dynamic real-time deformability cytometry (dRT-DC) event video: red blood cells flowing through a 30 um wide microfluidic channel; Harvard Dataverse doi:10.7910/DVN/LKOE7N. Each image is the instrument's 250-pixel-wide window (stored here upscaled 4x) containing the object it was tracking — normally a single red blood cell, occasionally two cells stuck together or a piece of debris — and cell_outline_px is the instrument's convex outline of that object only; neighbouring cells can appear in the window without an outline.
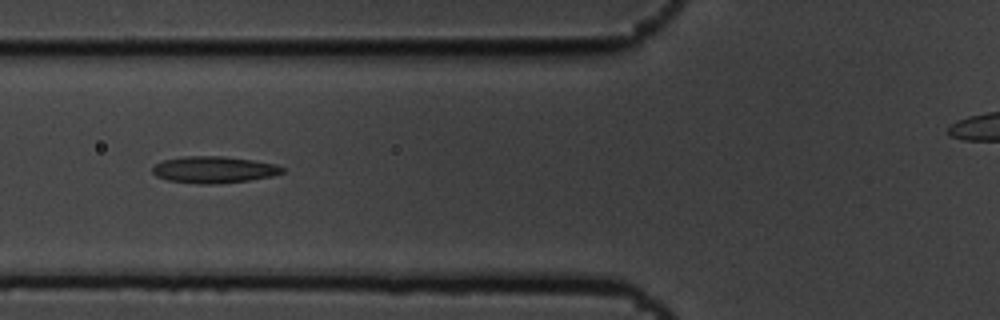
{"species": "common noctule bat (a hibernating species)", "species_latin": "Nyctalus noctula", "temperature_condition": "cold", "stored_images_in_passage": 8, "segment_of_instrument_passage": [1, 2], "camera_frame_rate_fps": 3000, "um_per_image_px": 0.085, "animal": {"sex": "male", "body_mass_g": 19.5, "forearm_length_mm": 54.6}, "frame": {"image": 1, "passage_image": 7, "time_ms": 2.0, "image_size_px": [1000, 320], "cell_outline_px": [[284, 172], [272, 176], [248, 180], [212, 184], [200, 184], [168, 180], [156, 176], [152, 172], [152, 168], [156, 164], [164, 160], [184, 156], [224, 156], [252, 160], [276, 164], [284, 168]], "centroid_in_image_um": [18.18, 14.42], "position_along_channel_um": 107.6, "area_um2": 20.06}}